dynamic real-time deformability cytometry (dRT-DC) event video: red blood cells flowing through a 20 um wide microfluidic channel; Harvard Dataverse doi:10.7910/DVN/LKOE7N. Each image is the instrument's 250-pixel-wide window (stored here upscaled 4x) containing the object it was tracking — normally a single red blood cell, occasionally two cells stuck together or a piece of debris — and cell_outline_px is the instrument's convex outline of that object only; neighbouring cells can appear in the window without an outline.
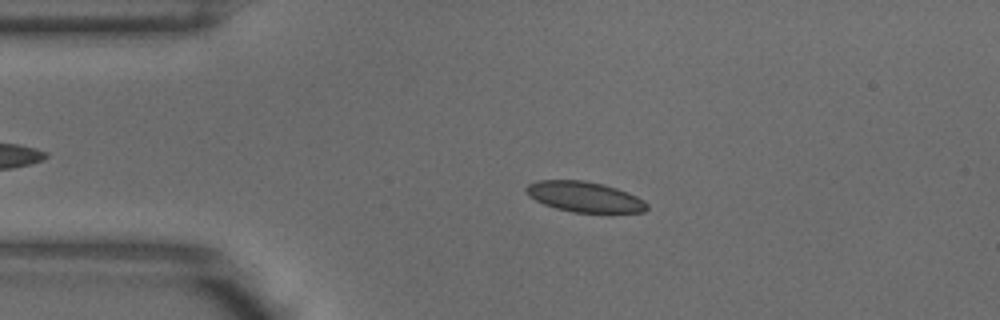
{"species": "common noctule bat (a hibernating species)", "species_latin": "Nyctalus noctula", "temperature_condition": "warm", "stored_images_in_passage": 3, "camera_frame_rate_fps": 3000, "um_per_image_px": 0.085, "animal": {"sex": "male", "body_mass_g": 18.8}, "frame": {"image": 1, "passage_image": 2, "time_ms": 0.333, "image_size_px": [1000, 320], "cell_outline_px": [[648, 208], [644, 212], [572, 212], [556, 208], [544, 204], [528, 196], [524, 192], [524, 188], [528, 184], [536, 180], [584, 180], [604, 184], [616, 188], [636, 196], [644, 200], [648, 204]], "centroid_in_image_um": [49.64, 16.72], "position_along_channel_um": 35.4, "area_um2": 21.44}}